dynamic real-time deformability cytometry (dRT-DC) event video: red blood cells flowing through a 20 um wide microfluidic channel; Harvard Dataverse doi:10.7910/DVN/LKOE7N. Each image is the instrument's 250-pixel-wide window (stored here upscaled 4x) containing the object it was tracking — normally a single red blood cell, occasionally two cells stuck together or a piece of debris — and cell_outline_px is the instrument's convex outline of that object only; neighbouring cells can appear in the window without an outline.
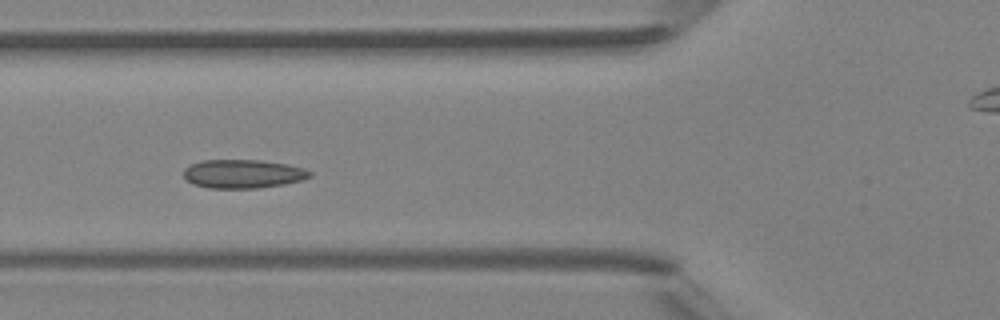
{"species": "Egyptian fruit bat (a non-hibernating species)", "species_latin": "Rousettus aegyptiacus", "temperature_condition": "room temperature", "stored_images_in_passage": 5, "camera_frame_rate_fps": 3000, "um_per_image_px": 0.085, "animal": {"sex": "female"}, "frame": {"image": 1, "passage_image": 5, "time_ms": 4.333, "image_size_px": [1000, 320], "cell_outline_px": [[312, 176], [300, 180], [284, 184], [256, 188], [208, 188], [192, 184], [184, 176], [184, 168], [192, 164], [204, 160], [260, 160], [288, 164], [304, 168], [312, 172]], "centroid_in_image_um": [20.66, 14.77], "position_along_channel_um": 105.1, "area_um2": 21.04}}